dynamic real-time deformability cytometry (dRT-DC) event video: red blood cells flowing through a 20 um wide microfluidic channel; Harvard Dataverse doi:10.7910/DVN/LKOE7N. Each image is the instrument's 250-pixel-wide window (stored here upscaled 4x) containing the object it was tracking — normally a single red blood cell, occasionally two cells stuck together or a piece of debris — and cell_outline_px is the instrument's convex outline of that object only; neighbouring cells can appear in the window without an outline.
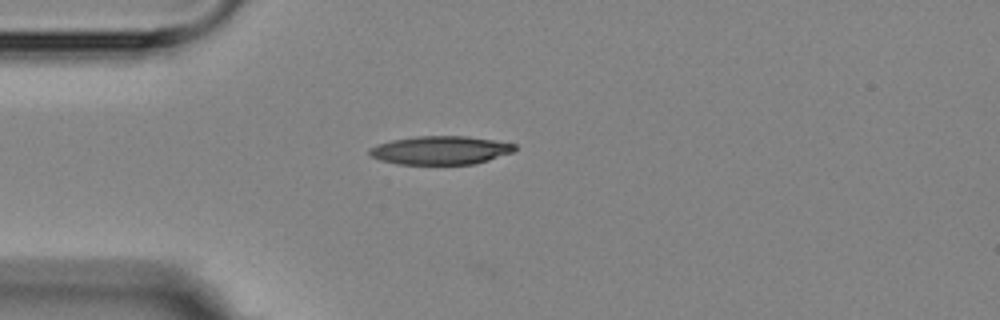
{"species": "Egyptian fruit bat (a non-hibernating species)", "species_latin": "Rousettus aegyptiacus", "temperature_condition": "room temperature", "stored_images_in_passage": 7, "camera_frame_rate_fps": 3000, "um_per_image_px": 0.085, "animal": {"sex": "female"}, "frame": {"image": 1, "passage_image": 1, "time_ms": 0.0, "image_size_px": [1000, 320], "cell_outline_px": [[516, 148], [512, 152], [476, 164], [396, 164], [380, 160], [368, 156], [368, 148], [392, 140], [416, 136], [468, 136], [516, 144]], "centroid_in_image_um": [37.4, 12.77], "position_along_channel_um": 47.6, "area_um2": 24.1}}
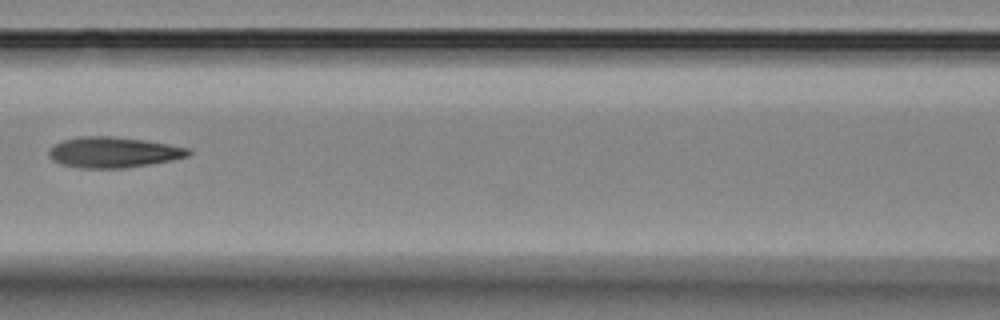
{"frame": {"image": 2, "passage_image": 4, "time_ms": 3.333, "image_size_px": [1000, 320], "cell_outline_px": [[192, 152], [188, 156], [172, 160], [124, 168], [80, 168], [60, 164], [52, 160], [48, 156], [48, 152], [56, 144], [64, 140], [80, 136], [112, 136], [144, 140], [192, 148]], "centroid_in_image_um": [9.65, 12.94], "position_along_channel_um": 156.9, "area_um2": 24.91}}
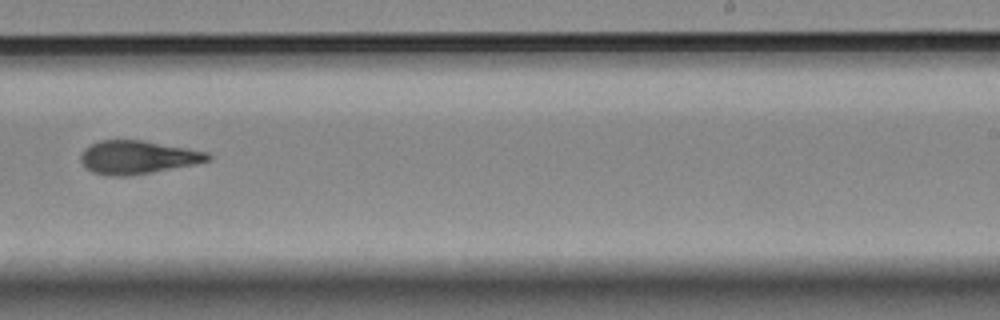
{"frame": {"image": 3, "passage_image": 7, "time_ms": 6.667, "image_size_px": [1000, 320], "cell_outline_px": [[212, 160], [152, 172], [124, 176], [116, 176], [92, 172], [80, 160], [80, 156], [84, 148], [100, 140], [144, 140], [188, 148], [208, 152], [212, 156]], "centroid_in_image_um": [11.71, 13.35], "position_along_channel_um": 277.3, "area_um2": 24.45}}